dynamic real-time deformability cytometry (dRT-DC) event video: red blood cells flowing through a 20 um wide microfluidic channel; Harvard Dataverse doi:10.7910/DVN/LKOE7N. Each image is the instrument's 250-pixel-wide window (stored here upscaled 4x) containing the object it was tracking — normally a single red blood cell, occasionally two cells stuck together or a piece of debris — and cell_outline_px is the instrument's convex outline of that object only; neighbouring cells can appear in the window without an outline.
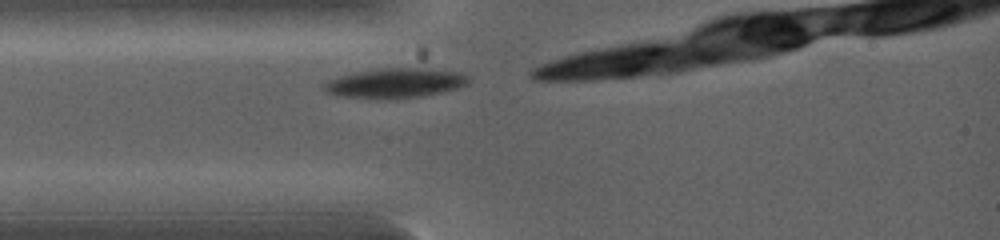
{"species": "common noctule bat (a hibernating species)", "species_latin": "Nyctalus noctula", "temperature_condition": "warm", "stored_images_in_passage": 3, "camera_frame_rate_fps": 5000, "um_per_image_px": 0.085, "animal": {"sex": "female", "body_mass_g": 19.0, "forearm_length_mm": 53.3}, "frame": {"image": 1, "passage_image": 1, "time_ms": 0.0, "image_size_px": [1000, 240], "cell_outline_px": [[468, 84], [456, 88], [424, 96], [388, 100], [380, 100], [336, 96], [328, 92], [324, 88], [324, 84], [328, 80], [340, 76], [356, 72], [376, 68], [412, 68], [456, 72], [468, 76]], "centroid_in_image_um": [33.52, 7.09], "position_along_channel_um": 51.5, "area_um2": 25.03}}